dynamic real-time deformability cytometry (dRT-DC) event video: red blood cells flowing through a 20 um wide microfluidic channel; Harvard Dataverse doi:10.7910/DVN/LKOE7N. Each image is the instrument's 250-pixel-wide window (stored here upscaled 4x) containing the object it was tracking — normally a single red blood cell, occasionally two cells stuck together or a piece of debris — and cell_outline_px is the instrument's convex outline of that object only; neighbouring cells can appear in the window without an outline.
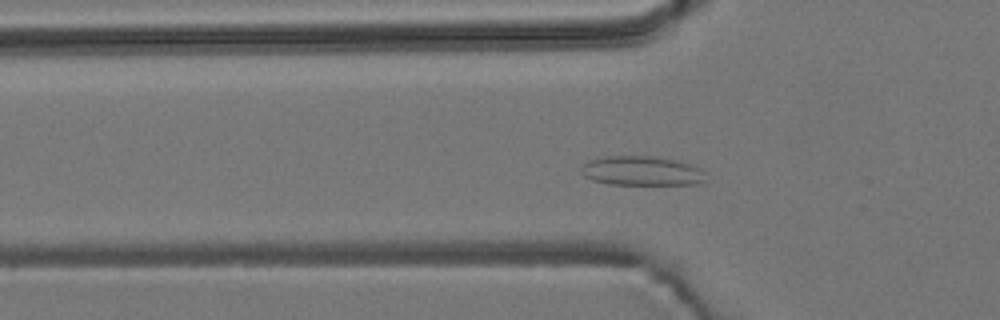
{"species": "common noctule bat (a hibernating species)", "species_latin": "Nyctalus noctula", "temperature_condition": "room temperature", "stored_images_in_passage": 52, "camera_frame_rate_fps": 3000, "um_per_image_px": 0.085, "animal": {"sex": "male", "body_mass_g": 19.2, "forearm_length_mm": 51.8}, "frame": {"image": 1, "passage_image": 14, "time_ms": 4.333, "image_size_px": [1000, 320], "cell_outline_px": [[704, 180], [700, 184], [608, 184], [592, 180], [584, 176], [580, 172], [580, 168], [588, 160], [604, 156], [656, 156], [688, 164], [700, 168], [704, 172]], "centroid_in_image_um": [54.49, 14.52], "position_along_channel_um": 71.3, "area_um2": 21.27}}
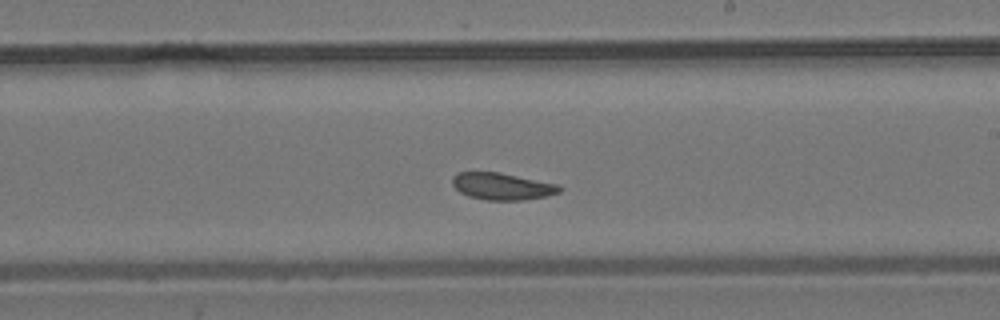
{"frame": {"image": 2, "passage_image": 28, "time_ms": 9.0, "image_size_px": [1000, 320], "cell_outline_px": [[564, 188], [560, 192], [544, 196], [524, 200], [488, 200], [468, 196], [460, 192], [452, 184], [452, 176], [456, 172], [500, 172], [560, 184]], "centroid_in_image_um": [42.7, 15.82], "position_along_channel_um": 246.3, "area_um2": 16.99}}
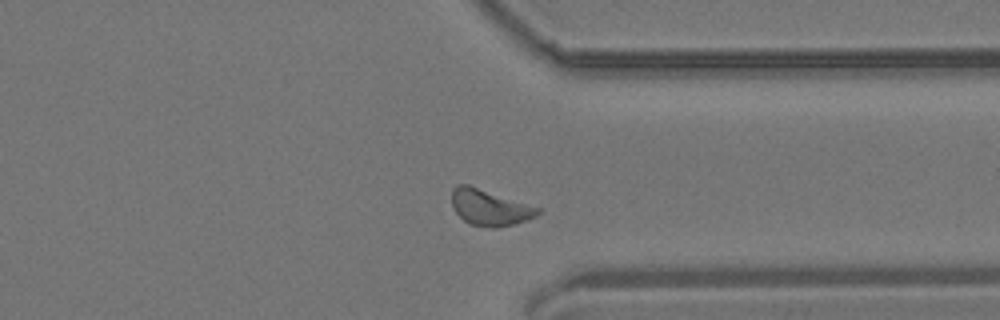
{"frame": {"image": 3, "passage_image": 38, "time_ms": 12.333, "image_size_px": [1000, 320], "cell_outline_px": [[540, 212], [536, 216], [528, 220], [516, 224], [496, 228], [492, 228], [472, 224], [464, 220], [456, 212], [452, 204], [452, 188], [456, 184], [468, 184], [540, 208]], "centroid_in_image_um": [41.62, 17.64], "position_along_channel_um": 369.8, "area_um2": 17.98}, "authors_computed_cell_mechanics": {"area_um2": 17.8891, "velocity_mm_per_s": 3.7467, "shape_relaxation_time_tau1_ms": null, "shape_relaxation_time_tau2_ms": 3.4288, "deformation_change_tau1": null, "deformation_change_tau2": 0.0695}}